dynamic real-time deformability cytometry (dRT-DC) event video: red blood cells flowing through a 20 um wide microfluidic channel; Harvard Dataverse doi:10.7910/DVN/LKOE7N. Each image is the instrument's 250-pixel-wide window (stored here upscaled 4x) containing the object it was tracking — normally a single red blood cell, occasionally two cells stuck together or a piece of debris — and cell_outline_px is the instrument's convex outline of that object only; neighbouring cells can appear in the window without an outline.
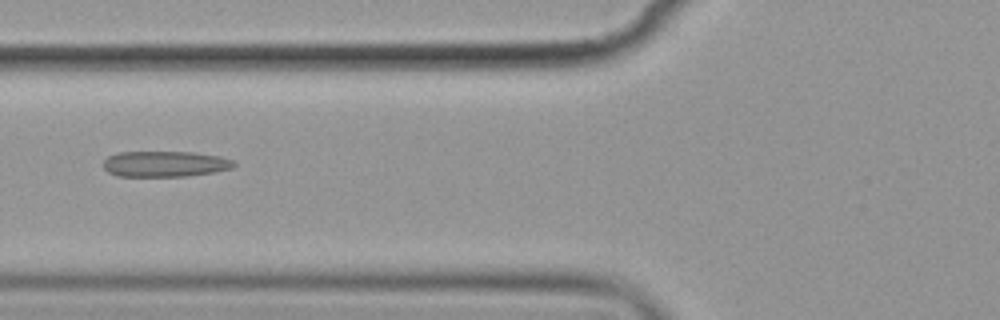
{"species": "common noctule bat (a hibernating species)", "species_latin": "Nyctalus noctula", "temperature_condition": "cold", "stored_images_in_passage": 10, "camera_frame_rate_fps": 3000, "um_per_image_px": 0.085, "animal": {"sex": "female", "body_mass_g": 19.9}, "frame": {"image": 1, "passage_image": 6, "time_ms": 6.667, "image_size_px": [1000, 320], "cell_outline_px": [[236, 164], [232, 168], [212, 172], [184, 176], [116, 176], [108, 172], [104, 168], [104, 160], [108, 156], [120, 152], [192, 152], [220, 156], [232, 160]], "centroid_in_image_um": [14.0, 13.93], "position_along_channel_um": 111.8, "area_um2": 19.48}}
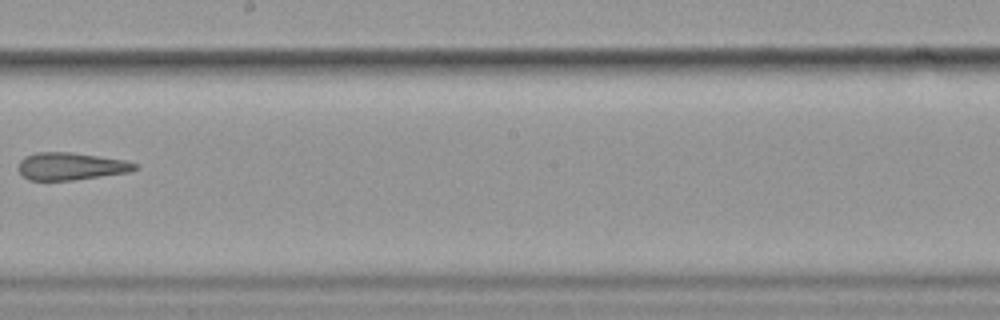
{"frame": {"image": 2, "passage_image": 9, "time_ms": 10.333, "image_size_px": [1000, 320], "cell_outline_px": [[140, 168], [128, 172], [72, 180], [28, 180], [16, 168], [20, 160], [24, 156], [36, 152], [72, 152], [100, 156], [124, 160], [136, 164]], "centroid_in_image_um": [5.98, 14.12], "position_along_channel_um": 242.2, "area_um2": 18.67}}
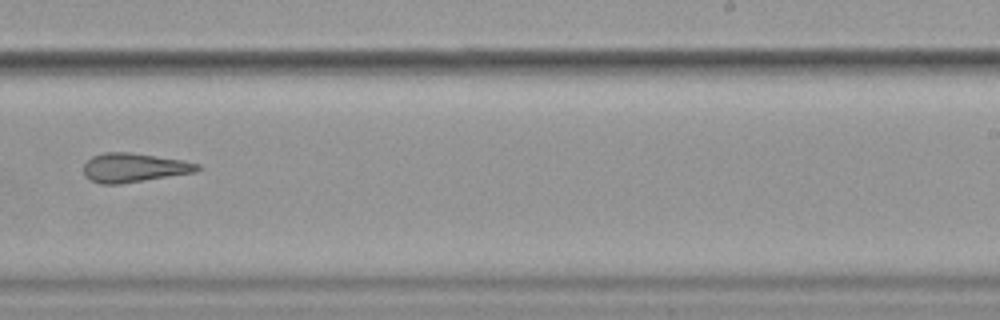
{"frame": {"image": 3, "passage_image": 10, "time_ms": 11.333, "image_size_px": [1000, 320], "cell_outline_px": [[200, 168], [196, 172], [120, 184], [100, 184], [84, 176], [84, 164], [92, 156], [104, 152], [132, 152], [184, 160], [200, 164]], "centroid_in_image_um": [11.39, 14.24], "position_along_channel_um": 277.6, "area_um2": 19.36}}